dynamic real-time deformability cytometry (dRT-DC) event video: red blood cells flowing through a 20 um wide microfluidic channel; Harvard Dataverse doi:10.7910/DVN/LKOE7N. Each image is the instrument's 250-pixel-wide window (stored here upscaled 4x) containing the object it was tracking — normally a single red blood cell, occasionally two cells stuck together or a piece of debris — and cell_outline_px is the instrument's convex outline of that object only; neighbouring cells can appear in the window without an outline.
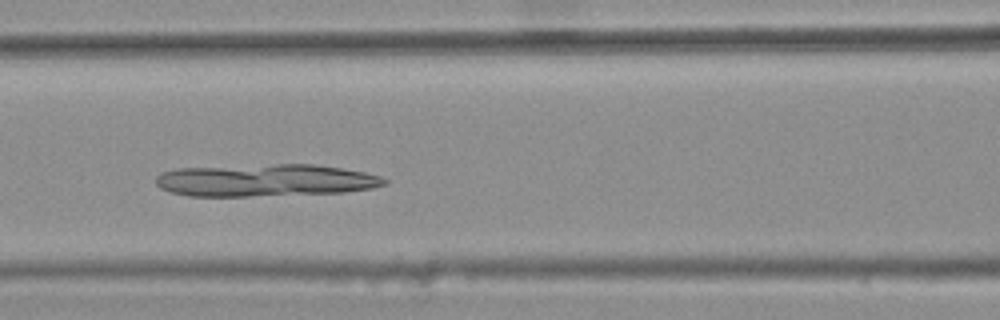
{"species": "common noctule bat (a hibernating species)", "species_latin": "Nyctalus noctula", "temperature_condition": "warm", "stored_images_in_passage": 9, "camera_frame_rate_fps": 3000, "um_per_image_px": 0.085, "animal": {"sex": "female", "body_mass_g": 25.1}, "frame": {"image": 1, "passage_image": 8, "time_ms": 2.333, "image_size_px": [1000, 320], "cell_outline_px": [[388, 184], [372, 188], [344, 192], [248, 196], [188, 196], [168, 192], [160, 188], [156, 184], [156, 176], [164, 172], [176, 168], [276, 164], [312, 164], [340, 168], [364, 172], [380, 176], [388, 180]], "centroid_in_image_um": [22.54, 15.33], "position_along_channel_um": 144.1, "area_um2": 43.0}}
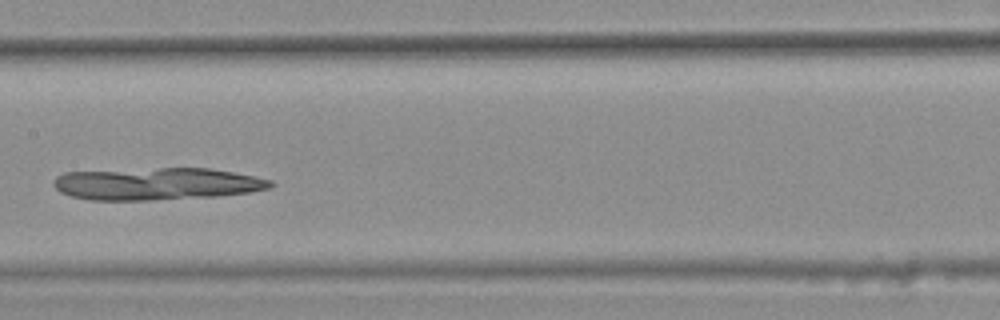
{"frame": {"image": 2, "passage_image": 9, "time_ms": 2.667, "image_size_px": [1000, 320], "cell_outline_px": [[276, 184], [268, 188], [248, 192], [216, 196], [148, 200], [92, 200], [72, 196], [60, 192], [52, 184], [52, 180], [56, 176], [64, 172], [160, 168], [208, 168], [232, 172], [272, 180]], "centroid_in_image_um": [13.28, 15.62], "position_along_channel_um": 194.1, "area_um2": 40.58}}